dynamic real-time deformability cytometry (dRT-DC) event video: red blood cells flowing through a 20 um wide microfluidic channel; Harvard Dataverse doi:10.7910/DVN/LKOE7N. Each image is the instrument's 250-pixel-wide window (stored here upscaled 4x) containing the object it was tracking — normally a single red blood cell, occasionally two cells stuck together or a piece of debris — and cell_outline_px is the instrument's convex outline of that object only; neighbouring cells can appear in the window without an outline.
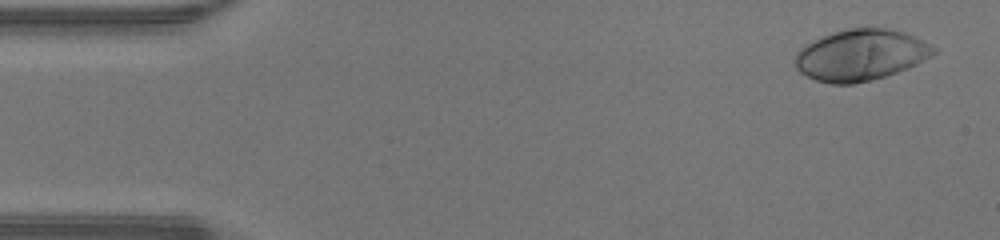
{"species": "human", "species_latin": "Homo sapiens", "temperature_condition": "warm", "stored_images_in_passage": 47, "camera_frame_rate_fps": 3000, "um_per_image_px": 0.085, "donor": {"sex": "male"}, "frame": {"image": 1, "passage_image": 2, "time_ms": 0.333, "image_size_px": [1000, 240], "cell_outline_px": [[936, 52], [932, 56], [916, 64], [896, 72], [872, 80], [852, 84], [832, 84], [816, 80], [800, 72], [796, 68], [796, 52], [800, 48], [824, 36], [848, 28], [884, 28], [904, 32], [936, 48]], "centroid_in_image_um": [73.16, 4.69], "position_along_channel_um": 11.8, "area_um2": 40.63}}
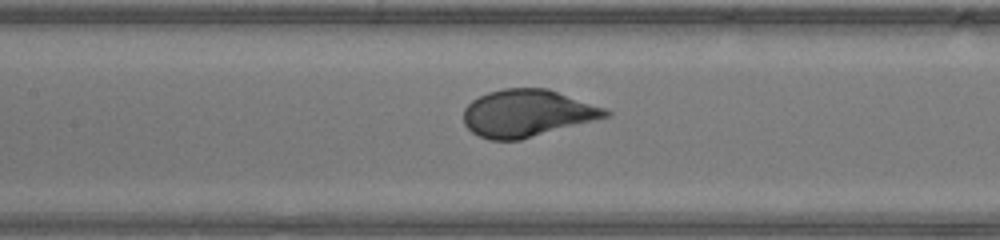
{"frame": {"image": 2, "passage_image": 21, "time_ms": 6.667, "image_size_px": [1000, 240], "cell_outline_px": [[612, 116], [520, 140], [488, 140], [472, 132], [464, 124], [464, 108], [472, 100], [488, 92], [504, 88], [548, 88], [604, 108], [612, 112]], "centroid_in_image_um": [44.82, 9.63], "position_along_channel_um": 162.6, "area_um2": 39.07}}
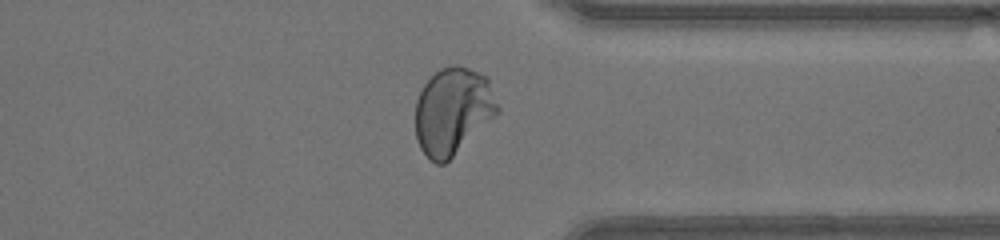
{"frame": {"image": 3, "passage_image": 36, "time_ms": 11.667, "image_size_px": [1000, 240], "cell_outline_px": [[500, 112], [444, 164], [436, 164], [420, 148], [416, 140], [416, 100], [424, 84], [440, 68], [452, 64], [456, 64], [468, 68], [488, 76], [500, 108]], "centroid_in_image_um": [38.51, 9.41], "position_along_channel_um": 372.9, "area_um2": 41.73}, "authors_computed_cell_mechanics": {"area_um2": 39.7664, "velocity_mm_per_s": 4.309, "shape_relaxation_time_tau1_ms": 2.4941, "shape_relaxation_time_tau2_ms": null, "deformation_change_tau1": 0.2094, "deformation_change_tau2": null}}